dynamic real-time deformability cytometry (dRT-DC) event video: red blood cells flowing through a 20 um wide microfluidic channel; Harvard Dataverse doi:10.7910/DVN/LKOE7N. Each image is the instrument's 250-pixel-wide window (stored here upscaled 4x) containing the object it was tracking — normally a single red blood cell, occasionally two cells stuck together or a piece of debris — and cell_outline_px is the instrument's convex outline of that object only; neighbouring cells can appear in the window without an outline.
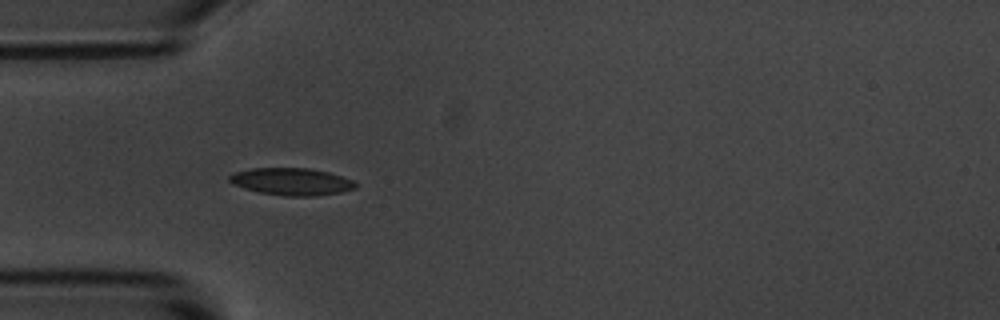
{"species": "common noctule bat (a hibernating species)", "species_latin": "Nyctalus noctula", "temperature_condition": "room temperature", "stored_images_in_passage": 29, "camera_frame_rate_fps": 3000, "um_per_image_px": 0.085, "animal": {"sex": "male", "body_mass_g": 20.1, "forearm_length_mm": 53.5}, "frame": {"image": 1, "passage_image": 5, "time_ms": 1.333, "image_size_px": [1000, 320], "cell_outline_px": [[356, 188], [340, 192], [312, 196], [284, 196], [260, 192], [244, 188], [232, 184], [228, 180], [228, 176], [236, 172], [252, 168], [308, 168], [328, 172], [352, 180], [356, 184]], "centroid_in_image_um": [24.75, 15.43], "position_along_channel_um": 60.3, "area_um2": 19.83}}